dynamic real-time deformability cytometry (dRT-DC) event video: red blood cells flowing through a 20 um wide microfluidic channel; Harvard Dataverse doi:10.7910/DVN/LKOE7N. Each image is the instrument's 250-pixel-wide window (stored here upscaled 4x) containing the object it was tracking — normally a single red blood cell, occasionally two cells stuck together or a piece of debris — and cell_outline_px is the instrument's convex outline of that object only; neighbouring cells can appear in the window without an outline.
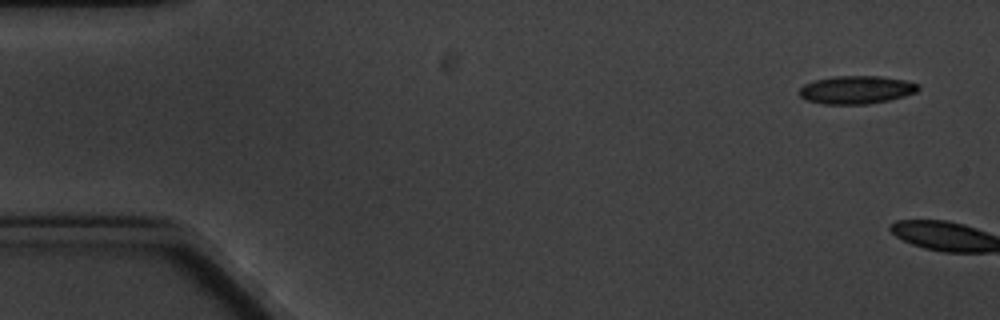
{"species": "common noctule bat (a hibernating species)", "species_latin": "Nyctalus noctula", "temperature_condition": "cold", "stored_images_in_passage": 4, "camera_frame_rate_fps": 3000, "um_per_image_px": 0.085, "animal": {"sex": "male", "body_mass_g": 20.1, "forearm_length_mm": 53.5}, "frame": {"image": 1, "passage_image": 1, "time_ms": 0.0, "image_size_px": [1000, 320], "cell_outline_px": [[920, 88], [916, 92], [904, 96], [888, 100], [868, 104], [820, 104], [804, 100], [796, 92], [804, 84], [816, 80], [832, 76], [880, 76], [904, 80], [920, 84]], "centroid_in_image_um": [72.75, 7.64], "position_along_channel_um": 12.3, "area_um2": 19.65}}